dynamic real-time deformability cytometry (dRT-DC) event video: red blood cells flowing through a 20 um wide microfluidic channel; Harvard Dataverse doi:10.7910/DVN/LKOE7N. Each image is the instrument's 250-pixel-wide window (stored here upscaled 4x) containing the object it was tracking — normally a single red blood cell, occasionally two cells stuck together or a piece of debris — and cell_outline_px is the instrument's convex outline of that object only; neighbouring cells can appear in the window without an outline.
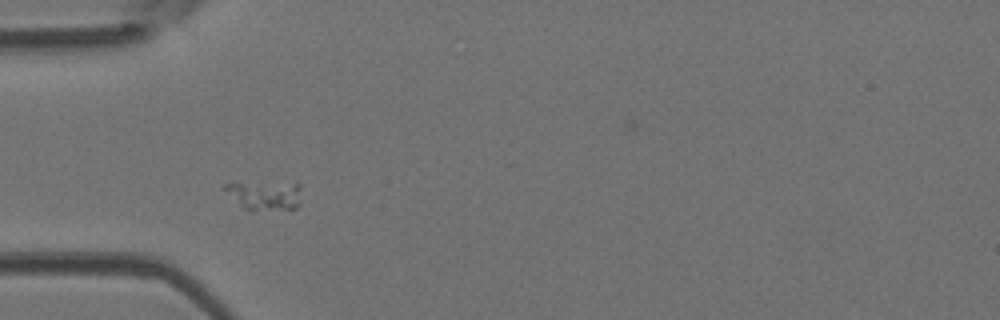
{"species": "Egyptian fruit bat (a non-hibernating species)", "species_latin": "Rousettus aegyptiacus", "temperature_condition": "room temperature", "stored_images_in_passage": 43, "camera_frame_rate_fps": 3000, "um_per_image_px": 0.085, "animal": {"sex": "female"}, "frame": {"image": 1, "passage_image": 7, "time_ms": 2.0, "image_size_px": [1000, 320], "cell_outline_px": [[300, 204], [296, 208], [244, 208], [220, 188], [224, 184], [300, 184]], "centroid_in_image_um": [22.49, 16.59], "position_along_channel_um": 62.5, "area_um2": 12.02}}
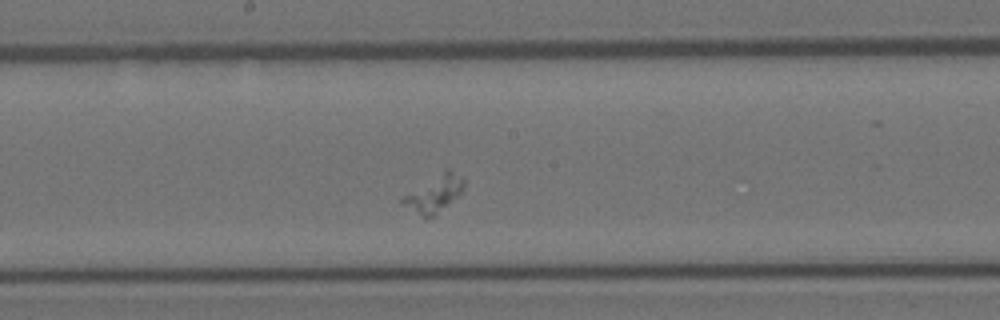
{"frame": {"image": 2, "passage_image": 19, "time_ms": 6.0, "image_size_px": [1000, 320], "cell_outline_px": [[464, 188], [456, 196], [432, 216], [424, 216], [404, 204], [400, 200], [404, 196], [444, 168], [448, 168], [464, 180]], "centroid_in_image_um": [36.93, 16.39], "position_along_channel_um": 211.3, "area_um2": 12.2}}
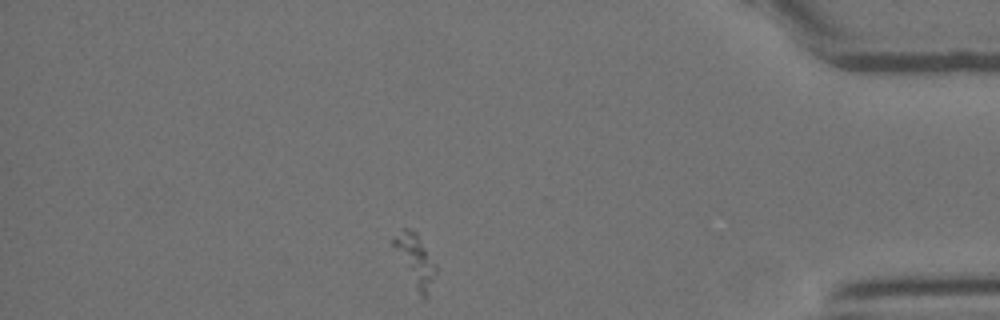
{"frame": {"image": 3, "passage_image": 37, "time_ms": 12.0, "image_size_px": [1000, 320], "cell_outline_px": [[436, 272], [428, 296], [424, 300], [420, 296], [392, 244], [392, 240], [404, 228], [408, 228], [416, 232], [436, 264]], "centroid_in_image_um": [35.34, 22.14], "position_along_channel_um": 399.9, "area_um2": 12.25}}